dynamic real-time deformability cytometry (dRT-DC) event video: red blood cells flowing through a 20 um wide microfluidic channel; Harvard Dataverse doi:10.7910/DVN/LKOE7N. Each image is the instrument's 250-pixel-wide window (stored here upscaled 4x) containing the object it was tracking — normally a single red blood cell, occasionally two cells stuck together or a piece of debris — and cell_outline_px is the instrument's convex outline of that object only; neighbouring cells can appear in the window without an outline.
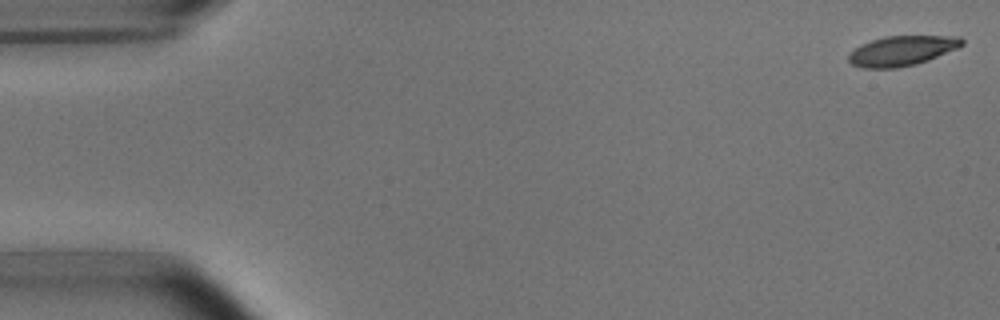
{"species": "common noctule bat (a hibernating species)", "species_latin": "Nyctalus noctula", "temperature_condition": "room temperature", "stored_images_in_passage": 5, "camera_frame_rate_fps": 3000, "um_per_image_px": 0.085, "animal": {"sex": "male", "body_mass_g": 15.6}, "frame": {"image": 1, "passage_image": 1, "time_ms": 0.0, "image_size_px": [1000, 320], "cell_outline_px": [[964, 44], [956, 48], [928, 60], [916, 64], [896, 68], [860, 68], [852, 64], [848, 60], [848, 52], [860, 44], [884, 36], [960, 36], [964, 40]], "centroid_in_image_um": [76.61, 4.31], "position_along_channel_um": 8.4, "area_um2": 19.83}}
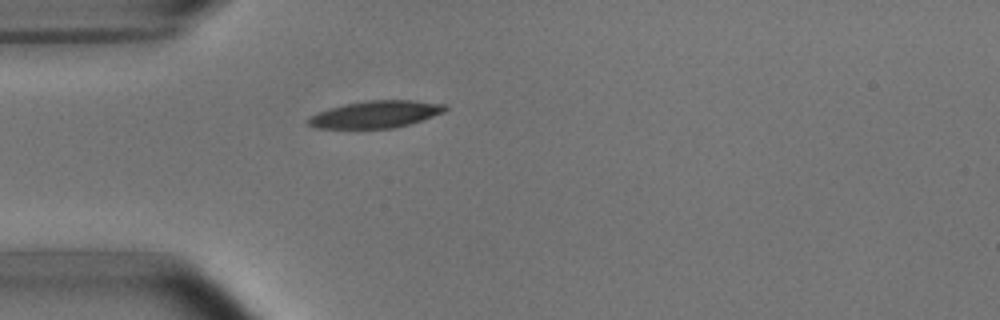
{"frame": {"image": 2, "passage_image": 5, "time_ms": 4.667, "image_size_px": [1000, 320], "cell_outline_px": [[448, 108], [444, 112], [396, 128], [316, 128], [308, 124], [304, 120], [308, 116], [316, 112], [328, 108], [344, 104], [368, 100], [412, 100], [444, 104]], "centroid_in_image_um": [31.85, 9.71], "position_along_channel_um": 53.1, "area_um2": 21.68}}